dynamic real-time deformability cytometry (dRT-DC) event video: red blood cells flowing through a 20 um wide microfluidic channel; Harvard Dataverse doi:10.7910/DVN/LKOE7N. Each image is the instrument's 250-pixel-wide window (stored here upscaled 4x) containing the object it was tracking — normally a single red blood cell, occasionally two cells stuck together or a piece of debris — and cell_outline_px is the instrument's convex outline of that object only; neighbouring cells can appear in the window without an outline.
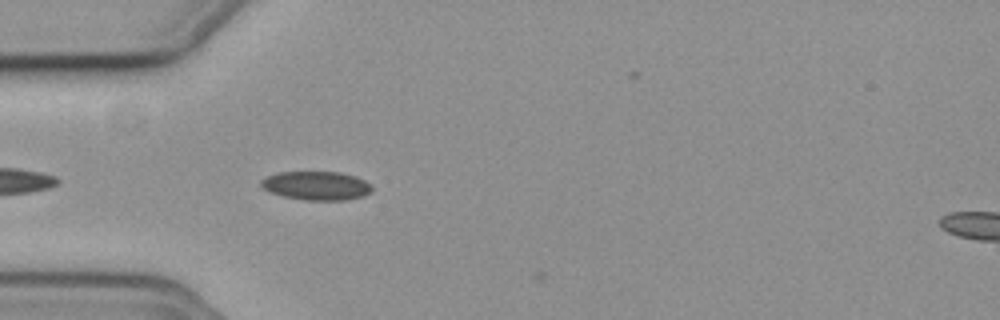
{"species": "common noctule bat (a hibernating species)", "species_latin": "Nyctalus noctula", "temperature_condition": "cold", "stored_images_in_passage": 2, "camera_frame_rate_fps": 3000, "um_per_image_px": 0.085, "animal": {"sex": "female", "body_mass_g": 19.3, "forearm_length_mm": 54.1}, "frame": {"image": 1, "passage_image": 1, "time_ms": 0.0, "image_size_px": [1000, 320], "cell_outline_px": [[372, 192], [364, 196], [344, 200], [304, 200], [284, 196], [272, 192], [264, 188], [260, 184], [260, 180], [276, 172], [340, 172], [356, 176], [372, 184]], "centroid_in_image_um": [26.94, 15.78], "position_along_channel_um": 58.1, "area_um2": 18.61}}